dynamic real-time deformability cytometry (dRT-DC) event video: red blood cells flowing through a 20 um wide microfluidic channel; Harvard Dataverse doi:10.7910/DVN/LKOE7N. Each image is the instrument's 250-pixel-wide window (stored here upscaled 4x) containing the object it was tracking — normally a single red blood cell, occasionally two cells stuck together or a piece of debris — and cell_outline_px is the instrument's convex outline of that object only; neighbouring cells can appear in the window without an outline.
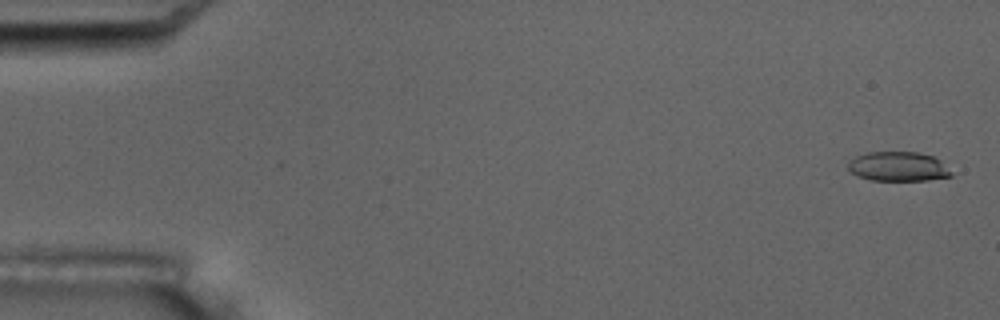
{"species": "common noctule bat (a hibernating species)", "species_latin": "Nyctalus noctula", "temperature_condition": "room temperature", "stored_images_in_passage": 15, "camera_frame_rate_fps": 3000, "um_per_image_px": 0.085, "animal": {"sex": "male", "body_mass_g": 17.5, "forearm_length_mm": 52.3}, "frame": {"image": 1, "passage_image": 1, "time_ms": 0.0, "image_size_px": [1000, 320], "cell_outline_px": [[952, 176], [928, 180], [872, 180], [856, 176], [848, 168], [848, 160], [856, 156], [868, 152], [916, 152], [932, 156], [940, 160], [952, 172]], "centroid_in_image_um": [76.33, 14.15], "position_along_channel_um": 8.7, "area_um2": 17.69}, "authors_computed_cell_mechanics": {"area_um2": 19.8254, "velocity_mm_per_s": 3.5042, "shape_relaxation_time_tau1_ms": 6.0979, "shape_relaxation_time_tau2_ms": 2.0378, "deformation_change_tau1": 0.148, "deformation_change_tau2": 0.0451}}